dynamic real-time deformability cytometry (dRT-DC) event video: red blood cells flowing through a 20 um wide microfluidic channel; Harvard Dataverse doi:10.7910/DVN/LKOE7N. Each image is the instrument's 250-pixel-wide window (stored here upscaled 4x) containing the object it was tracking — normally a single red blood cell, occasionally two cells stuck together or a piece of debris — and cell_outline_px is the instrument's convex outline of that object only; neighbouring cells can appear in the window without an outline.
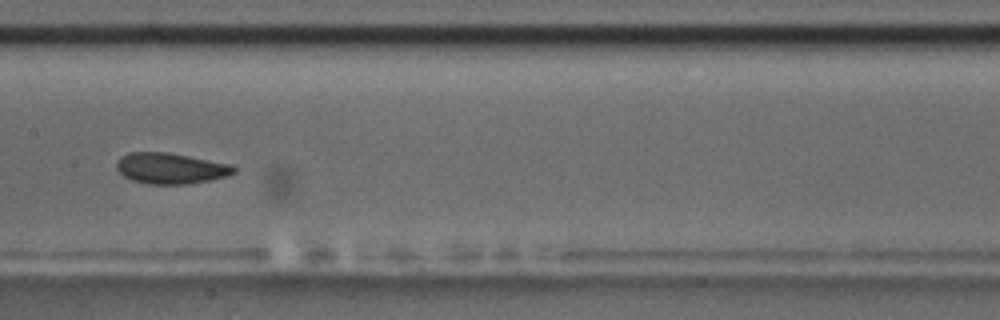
{"species": "common noctule bat (a hibernating species)", "species_latin": "Nyctalus noctula", "temperature_condition": "room temperature", "stored_images_in_passage": 14, "camera_frame_rate_fps": 3000, "um_per_image_px": 0.085, "animal": {"sex": "male", "body_mass_g": 17.5, "forearm_length_mm": 52.3}, "frame": {"image": 1, "passage_image": 7, "time_ms": 8.0, "image_size_px": [1000, 320], "cell_outline_px": [[236, 172], [228, 176], [188, 184], [148, 184], [132, 180], [124, 176], [116, 168], [116, 164], [120, 156], [128, 152], [168, 152], [232, 164], [236, 168]], "centroid_in_image_um": [14.51, 14.3], "position_along_channel_um": 192.9, "area_um2": 21.21}}
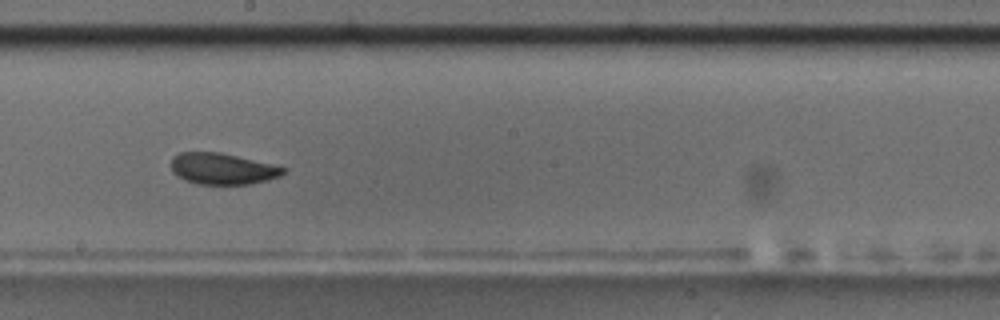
{"frame": {"image": 2, "passage_image": 8, "time_ms": 9.0, "image_size_px": [1000, 320], "cell_outline_px": [[288, 168], [280, 176], [268, 180], [248, 184], [196, 184], [184, 180], [176, 176], [172, 172], [172, 156], [180, 152], [220, 152], [272, 164]], "centroid_in_image_um": [18.89, 14.34], "position_along_channel_um": 229.3, "area_um2": 20.52}, "authors_computed_cell_mechanics": {"area_um2": 21.2993, "velocity_mm_per_s": 3.6571, "shape_relaxation_time_tau1_ms": 2.4708, "shape_relaxation_time_tau2_ms": null, "deformation_change_tau1": 0.0666, "deformation_change_tau2": null}}